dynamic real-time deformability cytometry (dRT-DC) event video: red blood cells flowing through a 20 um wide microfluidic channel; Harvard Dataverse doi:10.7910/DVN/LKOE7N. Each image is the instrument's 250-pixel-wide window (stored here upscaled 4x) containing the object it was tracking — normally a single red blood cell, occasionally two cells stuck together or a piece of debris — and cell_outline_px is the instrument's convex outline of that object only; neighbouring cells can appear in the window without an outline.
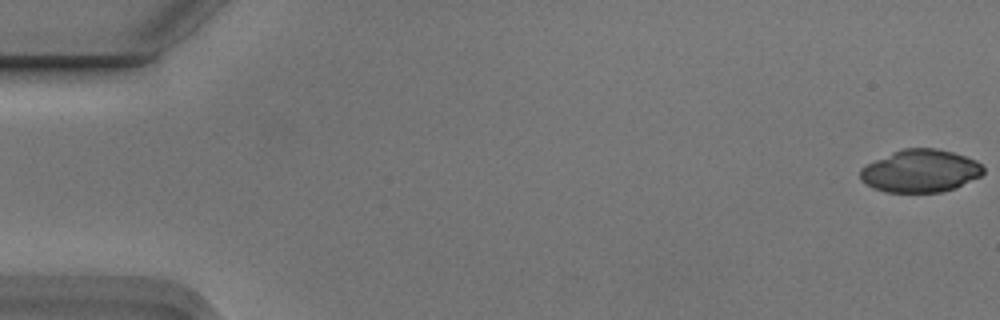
{"species": "Egyptian fruit bat (a non-hibernating species)", "species_latin": "Rousettus aegyptiacus", "temperature_condition": "cold", "stored_images_in_passage": 6, "segment_of_instrument_passage": [1, 2], "camera_frame_rate_fps": 3000, "um_per_image_px": 0.085, "animal": {"sex": "male"}, "frame": {"image": 1, "passage_image": 1, "time_ms": 0.0, "image_size_px": [1000, 320], "cell_outline_px": [[984, 172], [980, 176], [956, 188], [940, 192], [888, 192], [876, 188], [860, 180], [860, 168], [892, 152], [904, 148], [936, 148], [952, 152], [976, 160], [984, 168]], "centroid_in_image_um": [78.25, 14.53], "position_along_channel_um": 6.7, "area_um2": 30.35}}